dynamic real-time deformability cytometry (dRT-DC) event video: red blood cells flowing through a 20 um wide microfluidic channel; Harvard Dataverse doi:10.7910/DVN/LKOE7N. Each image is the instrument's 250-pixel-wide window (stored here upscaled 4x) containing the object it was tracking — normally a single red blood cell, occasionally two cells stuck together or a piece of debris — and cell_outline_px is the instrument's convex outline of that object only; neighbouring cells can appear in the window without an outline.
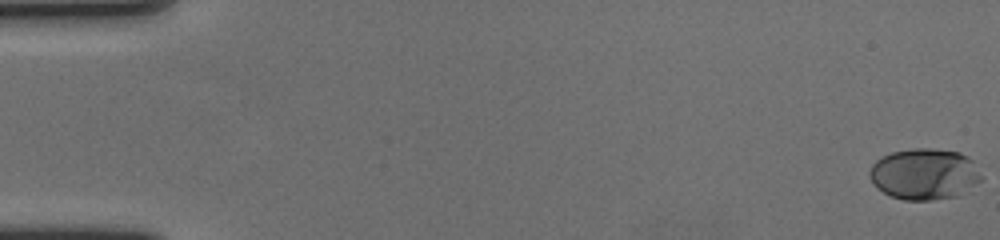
{"species": "human", "species_latin": "Homo sapiens", "temperature_condition": "cold", "stored_images_in_passage": 60, "camera_frame_rate_fps": 3000, "um_per_image_px": 0.085, "donor": {"sex": "female"}, "frame": {"image": 1, "passage_image": 1, "time_ms": 0.0, "image_size_px": [1000, 240], "cell_outline_px": [[980, 180], [956, 196], [932, 200], [904, 200], [892, 196], [884, 192], [872, 180], [872, 164], [880, 156], [892, 152], [912, 148], [932, 148], [960, 152], [972, 160], [980, 176]], "centroid_in_image_um": [78.57, 14.77], "position_along_channel_um": 6.4, "area_um2": 32.66}}
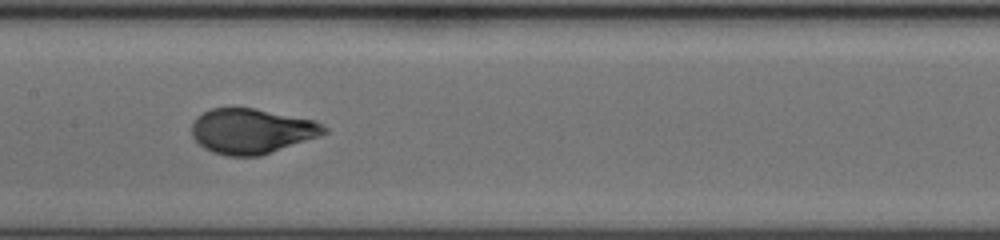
{"frame": {"image": 2, "passage_image": 31, "time_ms": 10.0, "image_size_px": [1000, 240], "cell_outline_px": [[328, 132], [320, 136], [260, 156], [228, 156], [212, 152], [204, 148], [192, 136], [192, 120], [196, 116], [212, 108], [256, 108], [312, 120], [328, 128]], "centroid_in_image_um": [21.37, 11.14], "position_along_channel_um": 186.0, "area_um2": 34.74}}
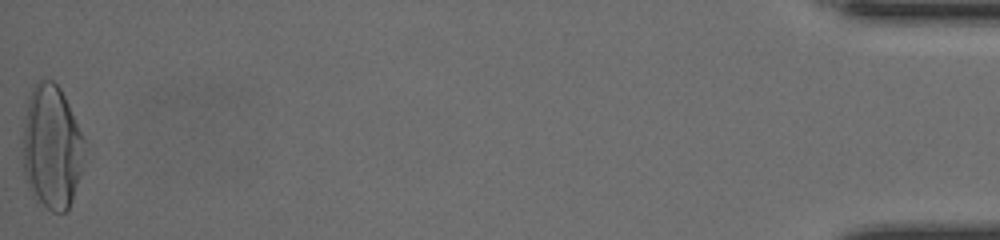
{"frame": {"image": 3, "passage_image": 60, "time_ms": 19.667, "image_size_px": [1000, 240], "cell_outline_px": [[84, 140], [80, 172], [72, 200], [68, 208], [64, 212], [52, 212], [36, 200], [32, 196], [28, 188], [24, 176], [24, 128], [28, 100], [32, 88], [40, 80], [52, 80], [60, 88], [68, 104]], "centroid_in_image_um": [4.38, 12.54], "position_along_channel_um": 430.8, "area_um2": 43.64}, "authors_computed_cell_mechanics": {"area_um2": 34.5644, "velocity_mm_per_s": 3.55, "shape_relaxation_time_tau1_ms": 3.7985, "shape_relaxation_time_tau2_ms": null, "deformation_change_tau1": 0.19, "deformation_change_tau2": null}}